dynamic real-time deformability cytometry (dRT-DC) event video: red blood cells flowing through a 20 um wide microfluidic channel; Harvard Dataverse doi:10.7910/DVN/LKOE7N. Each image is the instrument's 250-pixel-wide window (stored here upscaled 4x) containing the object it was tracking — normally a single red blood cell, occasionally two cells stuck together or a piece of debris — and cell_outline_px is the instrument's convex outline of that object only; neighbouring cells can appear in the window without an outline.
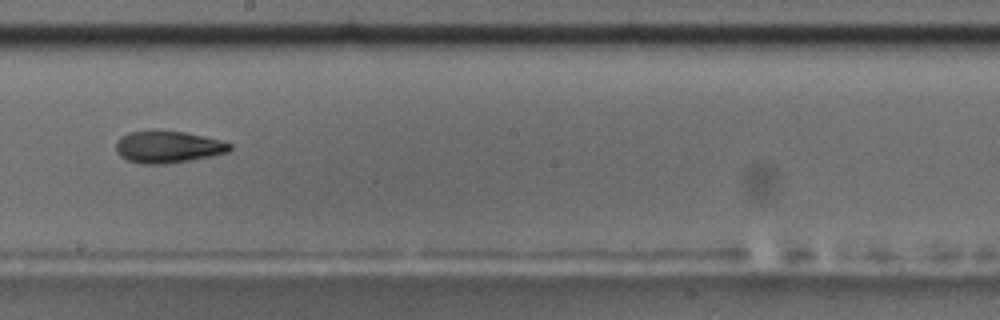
{"species": "common noctule bat (a hibernating species)", "species_latin": "Nyctalus noctula", "temperature_condition": "room temperature", "stored_images_in_passage": 56, "camera_frame_rate_fps": 3000, "um_per_image_px": 0.085, "animal": {"sex": "male", "body_mass_g": 17.5, "forearm_length_mm": 52.3}, "frame": {"image": 1, "passage_image": 32, "time_ms": 10.333, "image_size_px": [1000, 320], "cell_outline_px": [[232, 148], [228, 152], [212, 156], [164, 164], [144, 164], [128, 160], [120, 156], [116, 152], [116, 140], [120, 136], [128, 132], [152, 128], [184, 132], [220, 140], [232, 144]], "centroid_in_image_um": [14.22, 12.45], "position_along_channel_um": 234.0, "area_um2": 21.62}}
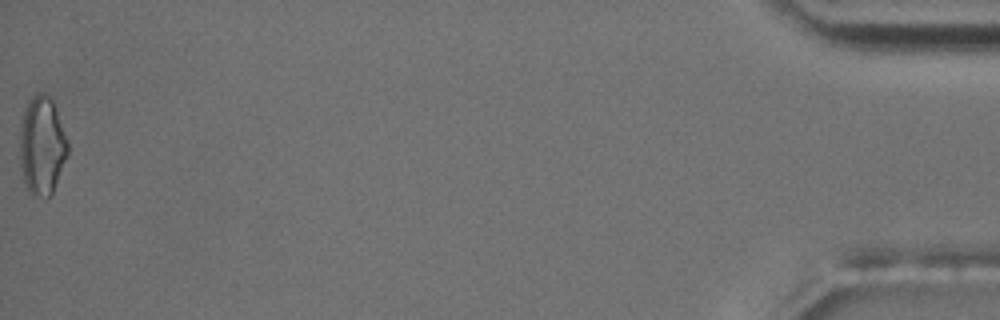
{"frame": {"image": 2, "passage_image": 56, "time_ms": 18.333, "image_size_px": [1000, 320], "cell_outline_px": [[68, 156], [52, 192], [48, 196], [32, 196], [24, 180], [20, 168], [20, 124], [28, 100], [36, 92], [44, 92], [52, 100], [68, 140]], "centroid_in_image_um": [3.57, 12.35], "position_along_channel_um": 431.6, "area_um2": 27.51}, "authors_computed_cell_mechanics": {"area_um2": 20.808, "velocity_mm_per_s": 3.6916, "shape_relaxation_time_tau1_ms": 7.0693, "shape_relaxation_time_tau2_ms": 5.0715, "deformation_change_tau1": 0.1793, "deformation_change_tau2": 0.1402}}